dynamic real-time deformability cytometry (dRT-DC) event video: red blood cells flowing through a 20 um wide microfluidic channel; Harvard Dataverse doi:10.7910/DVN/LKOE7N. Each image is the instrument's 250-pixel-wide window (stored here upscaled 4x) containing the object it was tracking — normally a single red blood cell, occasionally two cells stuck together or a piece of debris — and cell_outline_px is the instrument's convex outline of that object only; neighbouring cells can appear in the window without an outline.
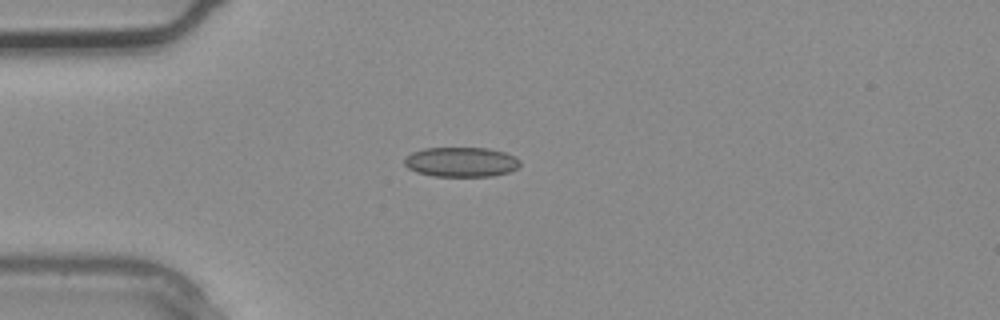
{"species": "common noctule bat (a hibernating species)", "species_latin": "Nyctalus noctula", "temperature_condition": "warm", "stored_images_in_passage": 1, "camera_frame_rate_fps": 3000, "um_per_image_px": 0.085, "animal": {"sex": "male", "body_mass_g": 20.4}, "frame": {"image": 1, "passage_image": 1, "time_ms": 0.0, "image_size_px": [1000, 320], "cell_outline_px": [[520, 164], [516, 168], [508, 172], [492, 176], [432, 176], [416, 172], [408, 168], [404, 164], [404, 156], [412, 152], [424, 148], [488, 148], [504, 152], [516, 156], [520, 160]], "centroid_in_image_um": [39.17, 13.76], "position_along_channel_um": 45.8, "area_um2": 20.17}}